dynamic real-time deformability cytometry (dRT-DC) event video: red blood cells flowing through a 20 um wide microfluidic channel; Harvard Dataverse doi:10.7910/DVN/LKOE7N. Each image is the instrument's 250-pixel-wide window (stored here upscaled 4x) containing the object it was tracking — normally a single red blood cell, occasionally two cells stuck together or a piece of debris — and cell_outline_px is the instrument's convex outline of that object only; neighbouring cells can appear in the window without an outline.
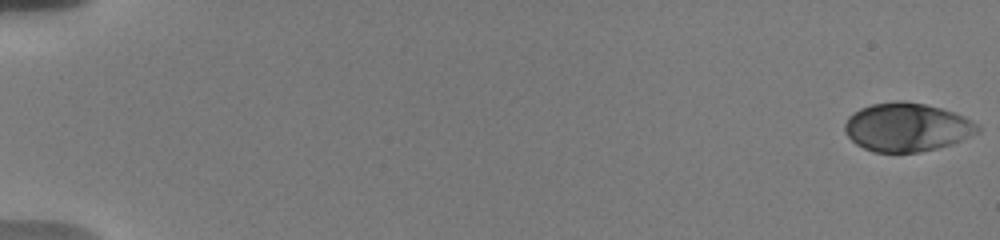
{"species": "human", "species_latin": "Homo sapiens", "temperature_condition": "warm", "stored_images_in_passage": 56, "camera_frame_rate_fps": 3000, "um_per_image_px": 0.085, "donor": {"sex": "male"}, "frame": {"image": 1, "passage_image": 1, "time_ms": 0.0, "image_size_px": [1000, 240], "cell_outline_px": [[980, 132], [952, 144], [920, 152], [872, 152], [856, 144], [844, 132], [844, 124], [848, 116], [860, 108], [872, 104], [896, 100], [900, 100], [924, 104], [940, 108], [964, 116], [972, 120], [980, 128]], "centroid_in_image_um": [77.07, 10.81], "position_along_channel_um": 7.9, "area_um2": 37.63}}
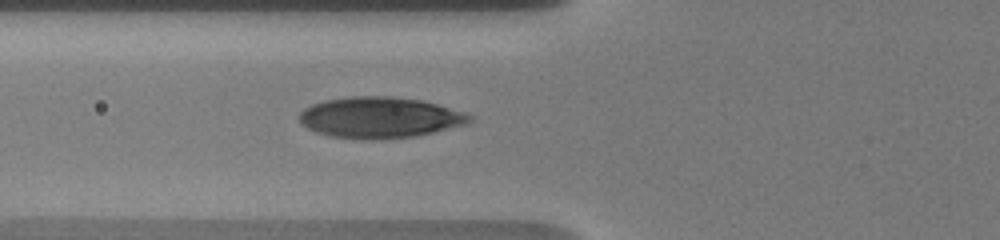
{"frame": {"image": 2, "passage_image": 23, "time_ms": 7.333, "image_size_px": [1000, 240], "cell_outline_px": [[476, 116], [472, 120], [464, 124], [416, 136], [372, 140], [328, 136], [316, 132], [300, 124], [300, 112], [304, 108], [312, 104], [324, 100], [352, 96], [388, 96], [420, 100], [436, 104], [464, 112]], "centroid_in_image_um": [32.25, 9.99], "position_along_channel_um": 93.6, "area_um2": 40.58}}
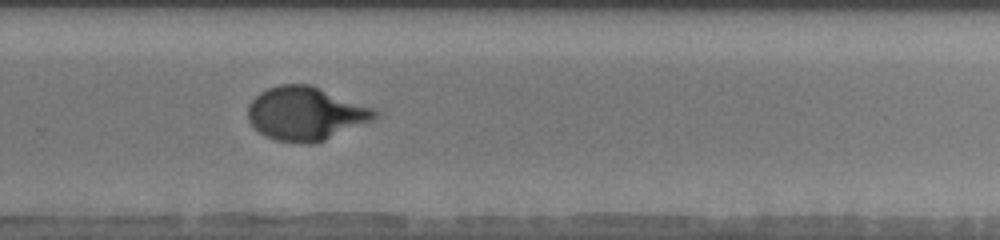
{"frame": {"image": 3, "passage_image": 40, "time_ms": 13.0, "image_size_px": [1000, 240], "cell_outline_px": [[380, 112], [372, 120], [324, 140], [308, 144], [276, 140], [260, 132], [248, 120], [248, 104], [260, 92], [268, 88], [280, 84], [312, 84], [372, 108]], "centroid_in_image_um": [25.96, 9.63], "position_along_channel_um": 303.8, "area_um2": 39.13}, "authors_computed_cell_mechanics": {"area_um2": 38.6682, "velocity_mm_per_s": 3.7111, "shape_relaxation_time_tau1_ms": 4.252, "shape_relaxation_time_tau2_ms": null, "deformation_change_tau1": 0.2321, "deformation_change_tau2": null}}